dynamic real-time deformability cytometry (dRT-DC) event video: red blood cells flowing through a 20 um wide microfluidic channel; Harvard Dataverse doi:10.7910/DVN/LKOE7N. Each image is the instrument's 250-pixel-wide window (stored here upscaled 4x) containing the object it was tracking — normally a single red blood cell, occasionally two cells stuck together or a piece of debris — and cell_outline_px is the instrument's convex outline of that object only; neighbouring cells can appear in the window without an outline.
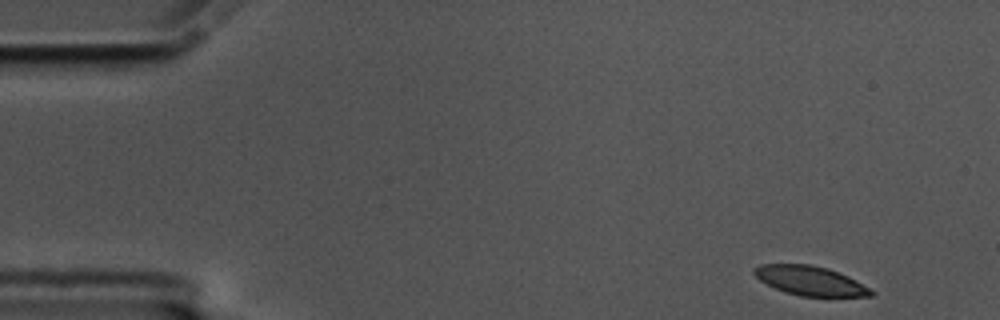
{"species": "common noctule bat (a hibernating species)", "species_latin": "Nyctalus noctula", "temperature_condition": "cold", "stored_images_in_passage": 55, "segment_of_instrument_passage": [1, 2], "camera_frame_rate_fps": 3000, "um_per_image_px": 0.085, "animal": {"sex": "male", "body_mass_g": 17.5, "forearm_length_mm": 52.3}, "frame": {"image": 1, "passage_image": 1, "time_ms": 0.0, "image_size_px": [1000, 320], "cell_outline_px": [[876, 292], [872, 296], [800, 296], [784, 292], [760, 280], [752, 272], [752, 268], [760, 264], [812, 264], [828, 268], [848, 276], [856, 280]], "centroid_in_image_um": [68.86, 23.85], "position_along_channel_um": 16.1, "area_um2": 20.0}}
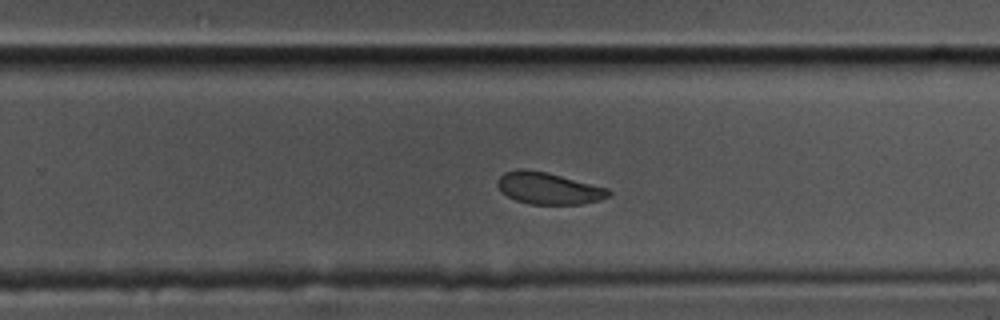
{"frame": {"image": 2, "passage_image": 33, "time_ms": 10.667, "image_size_px": [1000, 320], "cell_outline_px": [[612, 192], [608, 196], [600, 200], [580, 204], [532, 204], [516, 200], [500, 192], [496, 184], [496, 180], [504, 172], [516, 168], [524, 168], [544, 172], [608, 188]], "centroid_in_image_um": [46.56, 16.0], "position_along_channel_um": 283.2, "area_um2": 20.52}}
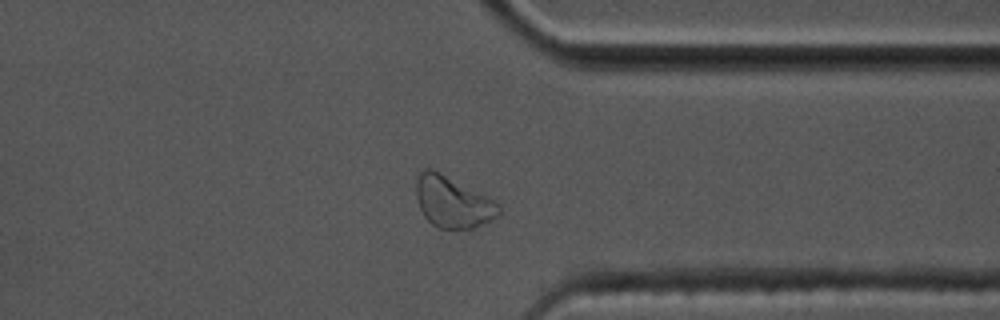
{"frame": {"image": 3, "passage_image": 41, "time_ms": 13.333, "image_size_px": [1000, 320], "cell_outline_px": [[500, 212], [492, 220], [472, 228], [440, 228], [432, 224], [424, 216], [420, 208], [416, 196], [416, 180], [420, 172], [424, 168], [432, 168], [440, 172], [500, 204]], "centroid_in_image_um": [38.45, 17.16], "position_along_channel_um": 373.0, "area_um2": 24.28}}